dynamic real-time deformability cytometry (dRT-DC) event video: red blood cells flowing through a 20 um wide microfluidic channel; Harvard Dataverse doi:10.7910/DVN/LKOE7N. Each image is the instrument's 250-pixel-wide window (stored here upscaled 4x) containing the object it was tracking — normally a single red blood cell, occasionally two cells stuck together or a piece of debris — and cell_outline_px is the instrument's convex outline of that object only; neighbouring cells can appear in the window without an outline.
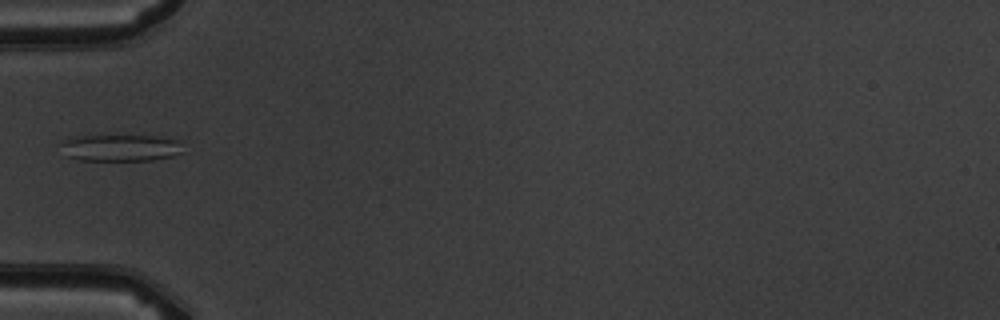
{"species": "common noctule bat (a hibernating species)", "species_latin": "Nyctalus noctula", "temperature_condition": "warm", "stored_images_in_passage": 6, "camera_frame_rate_fps": 3000, "um_per_image_px": 0.085, "animal": {"sex": "male", "body_mass_g": 19.5, "forearm_length_mm": 54.6}, "frame": {"image": 1, "passage_image": 6, "time_ms": 5.667, "image_size_px": [1000, 320], "cell_outline_px": [[184, 152], [172, 156], [152, 160], [80, 160], [64, 156], [60, 144], [60, 140], [92, 132], [156, 136], [176, 140]], "centroid_in_image_um": [10.1, 12.5], "position_along_channel_um": 74.9, "area_um2": 20.23}}